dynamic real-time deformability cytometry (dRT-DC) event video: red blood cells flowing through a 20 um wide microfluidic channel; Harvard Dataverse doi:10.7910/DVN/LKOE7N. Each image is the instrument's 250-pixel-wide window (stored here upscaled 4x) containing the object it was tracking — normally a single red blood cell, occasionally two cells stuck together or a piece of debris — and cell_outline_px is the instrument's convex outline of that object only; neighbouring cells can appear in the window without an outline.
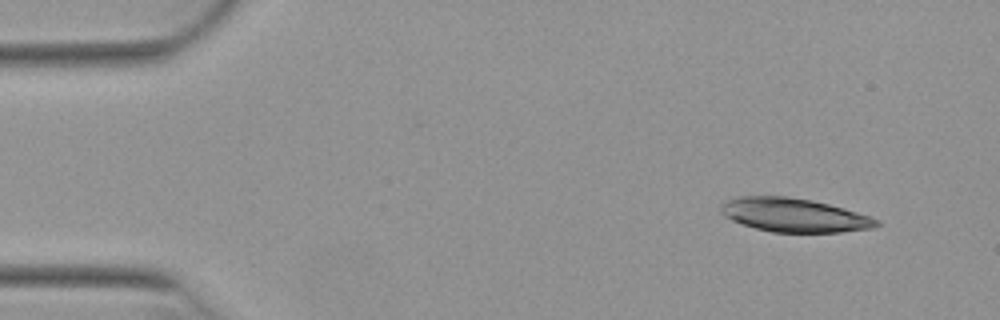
{"species": "Egyptian fruit bat (a non-hibernating species)", "species_latin": "Rousettus aegyptiacus", "temperature_condition": "warm", "stored_images_in_passage": 12, "camera_frame_rate_fps": 3000, "um_per_image_px": 0.085, "animal": {"sex": "female"}, "frame": {"image": 1, "passage_image": 1, "time_ms": 0.0, "image_size_px": [1000, 320], "cell_outline_px": [[880, 224], [872, 228], [840, 232], [772, 232], [756, 228], [732, 220], [724, 216], [720, 212], [720, 204], [724, 200], [736, 196], [788, 196], [812, 200], [844, 208], [880, 220]], "centroid_in_image_um": [67.45, 18.27], "position_along_channel_um": 17.5, "area_um2": 30.63}}